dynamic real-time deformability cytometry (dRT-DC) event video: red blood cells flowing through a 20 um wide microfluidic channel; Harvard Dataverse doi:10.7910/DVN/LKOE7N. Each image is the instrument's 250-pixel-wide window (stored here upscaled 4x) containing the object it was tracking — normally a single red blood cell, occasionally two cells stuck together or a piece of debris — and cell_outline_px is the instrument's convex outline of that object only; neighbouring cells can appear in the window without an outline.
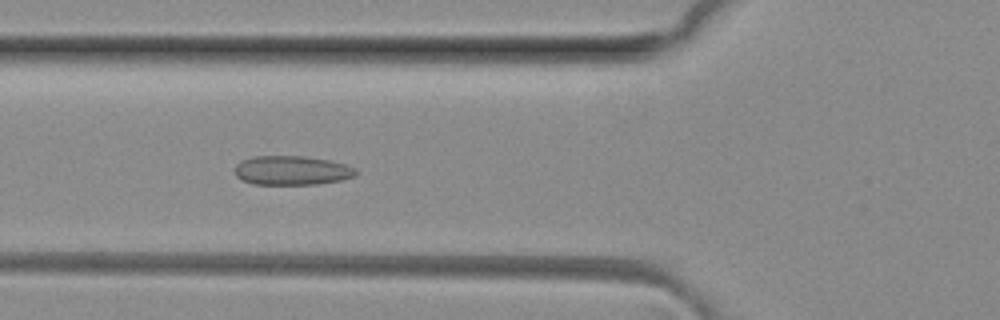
{"species": "common noctule bat (a hibernating species)", "species_latin": "Nyctalus noctula", "temperature_condition": "room temperature", "stored_images_in_passage": 29, "camera_frame_rate_fps": 3000, "um_per_image_px": 0.085, "animal": {"sex": "female", "body_mass_g": 29.2, "forearm_length_mm": 56.3}, "frame": {"image": 1, "passage_image": 7, "time_ms": 2.0, "image_size_px": [1000, 320], "cell_outline_px": [[360, 172], [356, 176], [340, 180], [316, 184], [252, 184], [236, 176], [236, 164], [240, 160], [252, 156], [304, 156], [328, 160], [344, 164], [356, 168]], "centroid_in_image_um": [24.82, 14.48], "position_along_channel_um": 101.0, "area_um2": 20.63}}
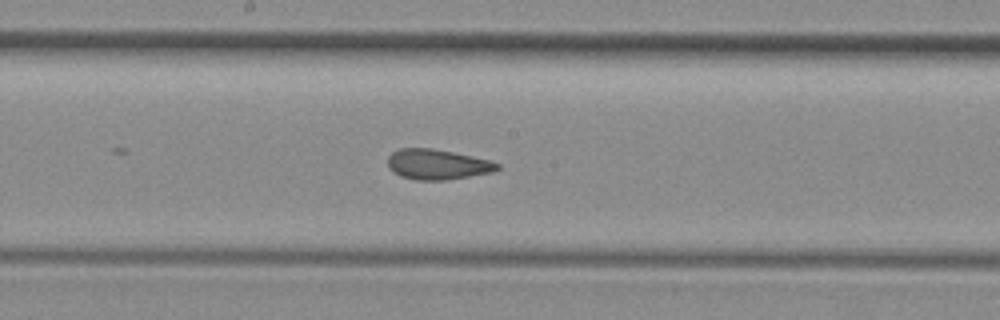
{"frame": {"image": 2, "passage_image": 15, "time_ms": 4.667, "image_size_px": [1000, 320], "cell_outline_px": [[500, 168], [492, 172], [444, 180], [416, 180], [400, 176], [388, 168], [388, 156], [392, 152], [400, 148], [432, 148], [492, 160], [500, 164]], "centroid_in_image_um": [37.17, 13.97], "position_along_channel_um": 211.0, "area_um2": 19.31}}
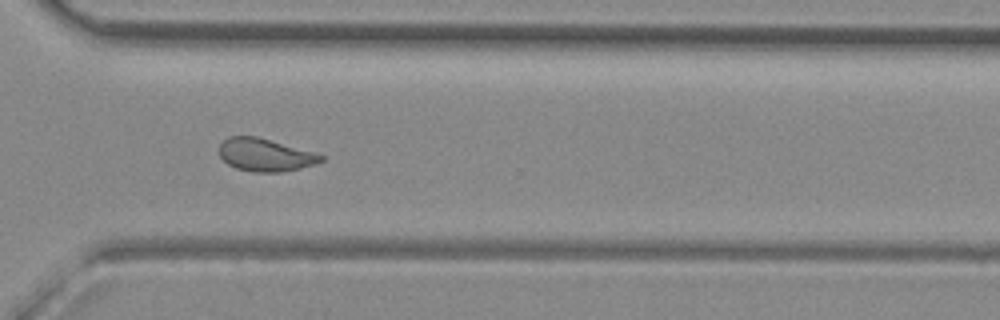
{"frame": {"image": 3, "passage_image": 25, "time_ms": 8.0, "image_size_px": [1000, 320], "cell_outline_px": [[324, 160], [316, 164], [300, 168], [280, 172], [252, 172], [236, 168], [228, 164], [220, 156], [220, 144], [228, 136], [256, 136], [316, 152], [324, 156]], "centroid_in_image_um": [22.57, 13.16], "position_along_channel_um": 348.0, "area_um2": 19.48}, "authors_computed_cell_mechanics": {"area_um2": 19.5942, "velocity_mm_per_s": 4.1174, "shape_relaxation_time_tau1_ms": null, "shape_relaxation_time_tau2_ms": 1.1233, "deformation_change_tau1": null, "deformation_change_tau2": 0.097}}